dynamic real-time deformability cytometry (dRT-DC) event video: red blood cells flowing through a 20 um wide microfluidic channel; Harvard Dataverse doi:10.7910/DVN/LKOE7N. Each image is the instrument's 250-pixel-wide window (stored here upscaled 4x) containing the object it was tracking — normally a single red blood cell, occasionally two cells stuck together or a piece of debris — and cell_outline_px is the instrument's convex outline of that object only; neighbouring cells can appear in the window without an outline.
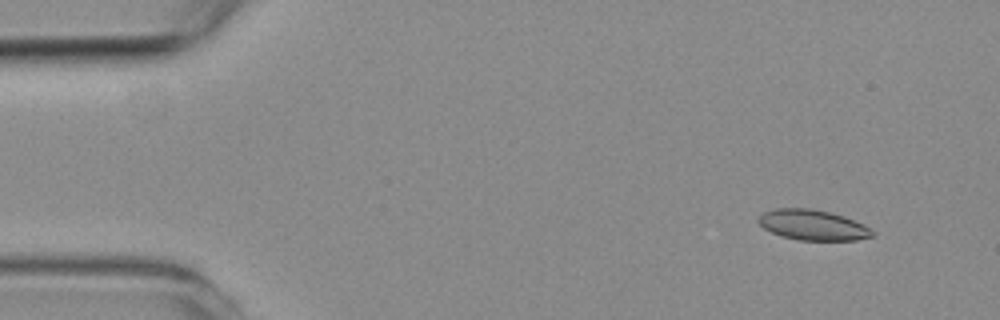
{"species": "common noctule bat (a hibernating species)", "species_latin": "Nyctalus noctula", "temperature_condition": "room temperature", "stored_images_in_passage": 5, "camera_frame_rate_fps": 3000, "um_per_image_px": 0.085, "animal": {"sex": "female", "body_mass_g": 19.3, "forearm_length_mm": 54.1}, "frame": {"image": 1, "passage_image": 2, "time_ms": 1.0, "image_size_px": [1000, 320], "cell_outline_px": [[876, 236], [856, 240], [800, 240], [784, 236], [772, 232], [764, 228], [756, 220], [764, 212], [776, 208], [812, 208], [844, 216], [864, 224], [876, 232]], "centroid_in_image_um": [69.14, 19.12], "position_along_channel_um": 15.9, "area_um2": 20.17}}
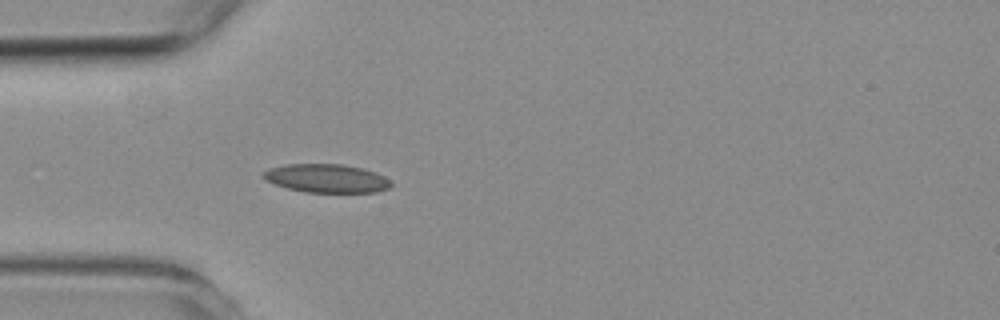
{"frame": {"image": 2, "passage_image": 5, "time_ms": 4.667, "image_size_px": [1000, 320], "cell_outline_px": [[392, 184], [388, 188], [376, 192], [304, 192], [288, 188], [276, 184], [260, 176], [268, 168], [284, 164], [340, 164], [364, 168], [376, 172], [392, 180]], "centroid_in_image_um": [27.78, 15.15], "position_along_channel_um": 57.2, "area_um2": 21.27}}